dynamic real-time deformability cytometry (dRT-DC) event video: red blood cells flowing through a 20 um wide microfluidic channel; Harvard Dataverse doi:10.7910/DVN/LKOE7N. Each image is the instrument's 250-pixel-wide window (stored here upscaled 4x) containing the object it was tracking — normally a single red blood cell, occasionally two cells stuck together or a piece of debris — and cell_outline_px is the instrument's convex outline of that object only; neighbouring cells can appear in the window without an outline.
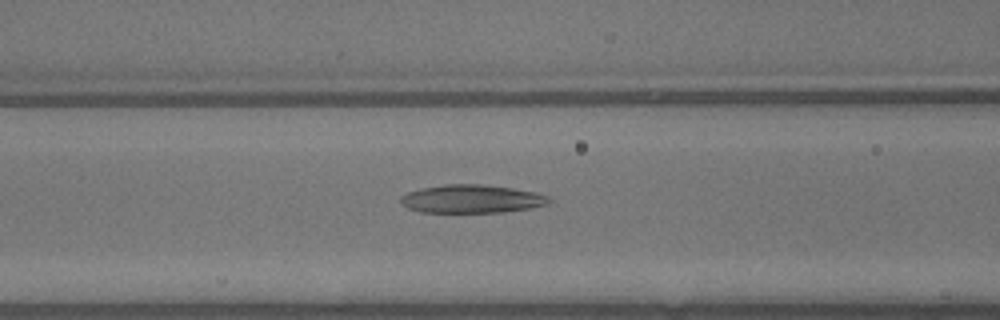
{"species": "common noctule bat (a hibernating species)", "species_latin": "Nyctalus noctula", "temperature_condition": "warm", "stored_images_in_passage": 48, "camera_frame_rate_fps": 3000, "um_per_image_px": 0.085, "animal": {"sex": "male", "body_mass_g": 13.3}, "frame": {"image": 1, "passage_image": 20, "time_ms": 6.333, "image_size_px": [1000, 320], "cell_outline_px": [[552, 200], [548, 204], [528, 208], [500, 212], [420, 212], [408, 208], [400, 204], [400, 196], [408, 192], [420, 188], [444, 184], [480, 184], [512, 188], [536, 192], [548, 196]], "centroid_in_image_um": [40.05, 16.9], "position_along_channel_um": 126.5, "area_um2": 24.45}}
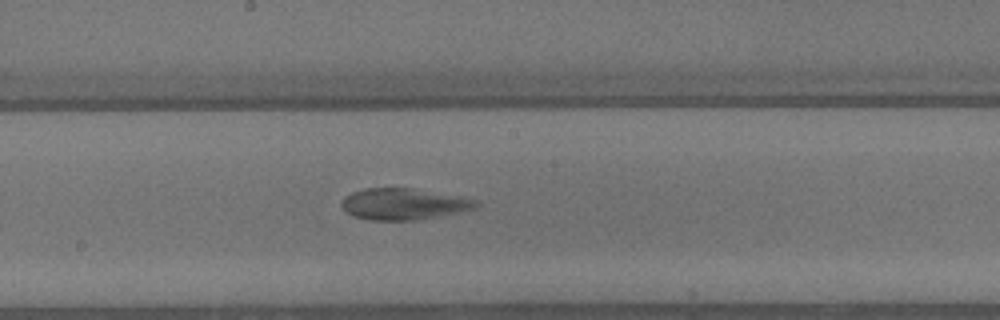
{"frame": {"image": 2, "passage_image": 26, "time_ms": 8.333, "image_size_px": [1000, 320], "cell_outline_px": [[480, 204], [476, 208], [456, 212], [412, 220], [368, 220], [352, 216], [340, 204], [344, 196], [352, 192], [364, 188], [412, 188], [476, 200]], "centroid_in_image_um": [34.22, 17.33], "position_along_channel_um": 214.0, "area_um2": 24.1}}
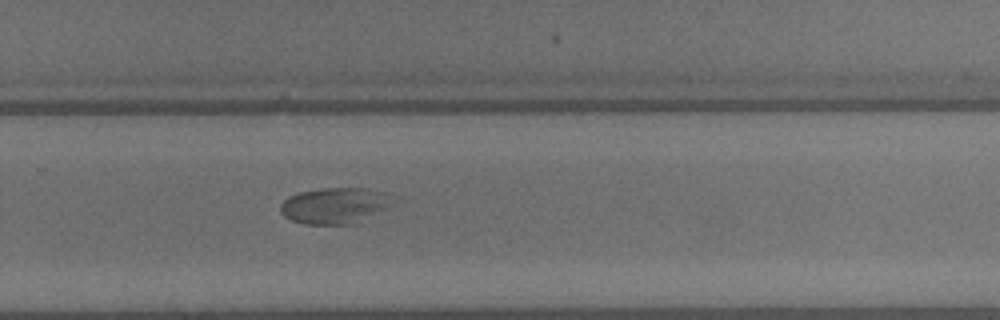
{"frame": {"image": 3, "passage_image": 32, "time_ms": 10.333, "image_size_px": [1000, 320], "cell_outline_px": [[388, 208], [356, 224], [304, 224], [292, 220], [284, 216], [280, 212], [280, 204], [288, 196], [300, 192], [324, 188], [368, 188], [384, 192], [388, 204]], "centroid_in_image_um": [28.38, 17.49], "position_along_channel_um": 301.4, "area_um2": 23.35}}